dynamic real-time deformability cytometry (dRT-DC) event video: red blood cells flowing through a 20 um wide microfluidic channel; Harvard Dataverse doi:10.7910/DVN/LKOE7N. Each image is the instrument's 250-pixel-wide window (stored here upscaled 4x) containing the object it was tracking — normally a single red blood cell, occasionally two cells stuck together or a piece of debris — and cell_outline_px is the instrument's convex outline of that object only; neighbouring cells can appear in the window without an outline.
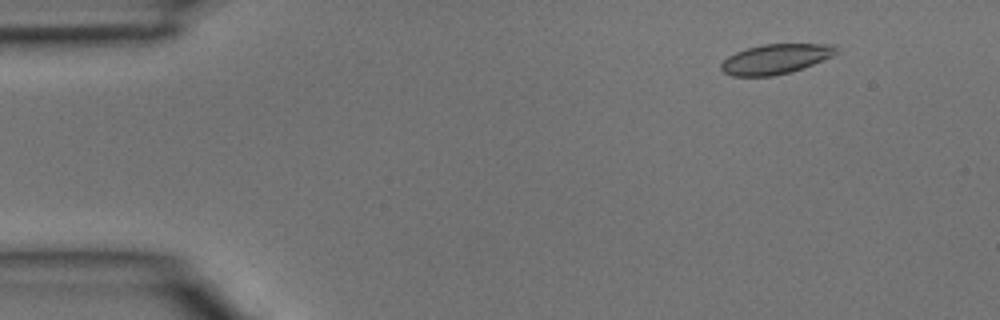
{"species": "common noctule bat (a hibernating species)", "species_latin": "Nyctalus noctula", "temperature_condition": "room temperature", "stored_images_in_passage": 5, "camera_frame_rate_fps": 3000, "um_per_image_px": 0.085, "animal": {"sex": "male", "body_mass_g": 15.6}, "frame": {"image": 1, "passage_image": 2, "time_ms": 0.333, "image_size_px": [1000, 320], "cell_outline_px": [[840, 52], [832, 56], [804, 68], [792, 72], [772, 76], [732, 76], [724, 72], [720, 68], [720, 64], [728, 56], [736, 52], [748, 48], [764, 44], [836, 44]], "centroid_in_image_um": [65.96, 5.01], "position_along_channel_um": 19.0, "area_um2": 20.17}}
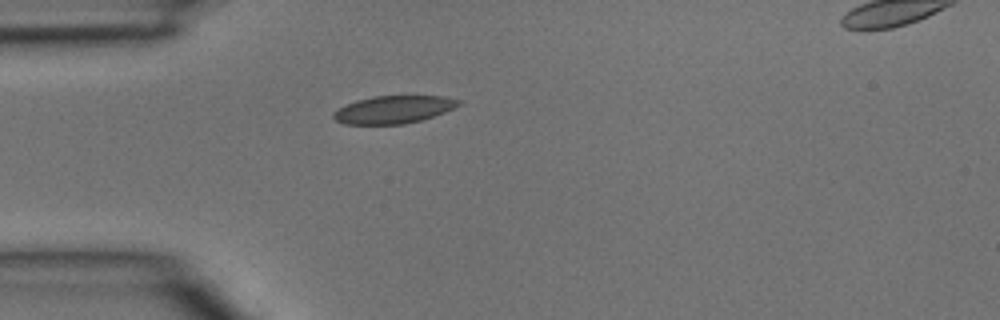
{"frame": {"image": 2, "passage_image": 4, "time_ms": 1.0, "image_size_px": [1000, 320], "cell_outline_px": [[460, 104], [444, 112], [420, 120], [404, 124], [344, 124], [336, 120], [332, 116], [332, 112], [356, 100], [372, 96], [444, 96], [460, 100]], "centroid_in_image_um": [33.42, 9.31], "position_along_channel_um": 51.6, "area_um2": 19.94}}